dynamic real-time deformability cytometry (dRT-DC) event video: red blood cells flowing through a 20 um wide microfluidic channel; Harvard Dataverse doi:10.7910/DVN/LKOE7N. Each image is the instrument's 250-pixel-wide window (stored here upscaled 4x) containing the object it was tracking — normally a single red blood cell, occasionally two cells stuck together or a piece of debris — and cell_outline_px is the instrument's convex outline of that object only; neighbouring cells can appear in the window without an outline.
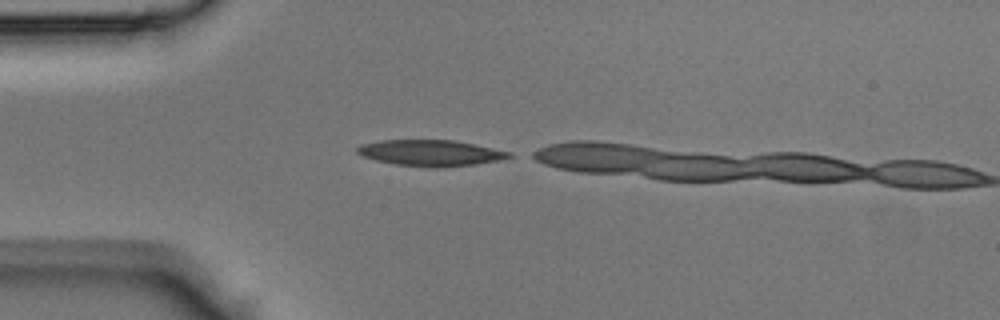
{"species": "Egyptian fruit bat (a non-hibernating species)", "species_latin": "Rousettus aegyptiacus", "temperature_condition": "room temperature", "stored_images_in_passage": 2, "camera_frame_rate_fps": 3000, "um_per_image_px": 0.085, "animal": {"sex": "male"}, "frame": {"image": 1, "passage_image": 1, "time_ms": 0.0, "image_size_px": [1000, 320], "cell_outline_px": [[512, 156], [496, 160], [476, 164], [396, 164], [376, 160], [364, 156], [356, 152], [356, 148], [360, 144], [380, 140], [456, 140], [512, 152]], "centroid_in_image_um": [36.56, 12.93], "position_along_channel_um": 48.4, "area_um2": 21.79}}